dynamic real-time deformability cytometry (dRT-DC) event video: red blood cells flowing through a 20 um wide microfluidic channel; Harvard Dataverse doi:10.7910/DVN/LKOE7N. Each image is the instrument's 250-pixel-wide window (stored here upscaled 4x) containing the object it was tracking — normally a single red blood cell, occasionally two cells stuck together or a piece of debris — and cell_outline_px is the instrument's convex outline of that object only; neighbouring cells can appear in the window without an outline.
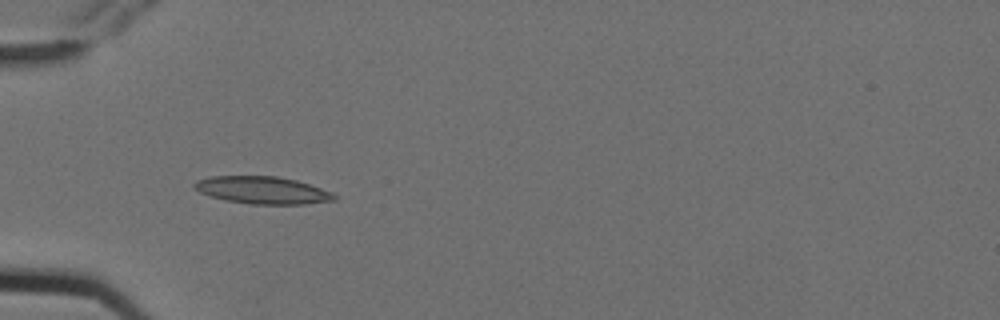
{"species": "Egyptian fruit bat (a non-hibernating species)", "species_latin": "Rousettus aegyptiacus", "temperature_condition": "cold", "stored_images_in_passage": 8, "camera_frame_rate_fps": 3000, "um_per_image_px": 0.085, "animal": {"sex": "female"}, "frame": {"image": 1, "passage_image": 5, "time_ms": 1.333, "image_size_px": [1000, 320], "cell_outline_px": [[336, 200], [304, 204], [248, 204], [228, 200], [212, 196], [200, 192], [192, 188], [192, 184], [196, 180], [208, 176], [276, 176], [296, 180], [332, 192], [336, 196]], "centroid_in_image_um": [22.28, 16.16], "position_along_channel_um": 62.7, "area_um2": 22.25}}
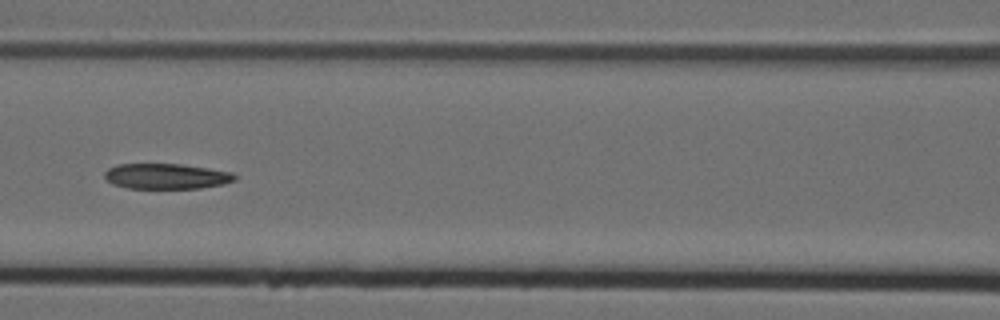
{"frame": {"image": 2, "passage_image": 7, "time_ms": 2.0, "image_size_px": [1000, 320], "cell_outline_px": [[236, 180], [224, 184], [200, 188], [128, 188], [112, 184], [104, 176], [104, 172], [108, 168], [116, 164], [180, 164], [208, 168], [232, 172], [236, 176]], "centroid_in_image_um": [14.13, 14.98], "position_along_channel_um": 152.5, "area_um2": 19.31}}
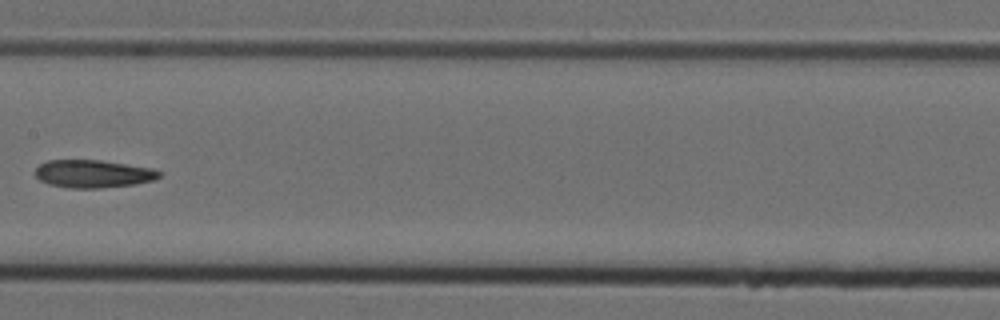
{"frame": {"image": 3, "passage_image": 8, "time_ms": 2.333, "image_size_px": [1000, 320], "cell_outline_px": [[160, 176], [152, 180], [136, 184], [100, 188], [68, 188], [48, 184], [40, 180], [36, 176], [36, 168], [40, 164], [48, 160], [100, 160], [152, 168], [160, 172]], "centroid_in_image_um": [7.89, 14.77], "position_along_channel_um": 199.5, "area_um2": 20.0}}